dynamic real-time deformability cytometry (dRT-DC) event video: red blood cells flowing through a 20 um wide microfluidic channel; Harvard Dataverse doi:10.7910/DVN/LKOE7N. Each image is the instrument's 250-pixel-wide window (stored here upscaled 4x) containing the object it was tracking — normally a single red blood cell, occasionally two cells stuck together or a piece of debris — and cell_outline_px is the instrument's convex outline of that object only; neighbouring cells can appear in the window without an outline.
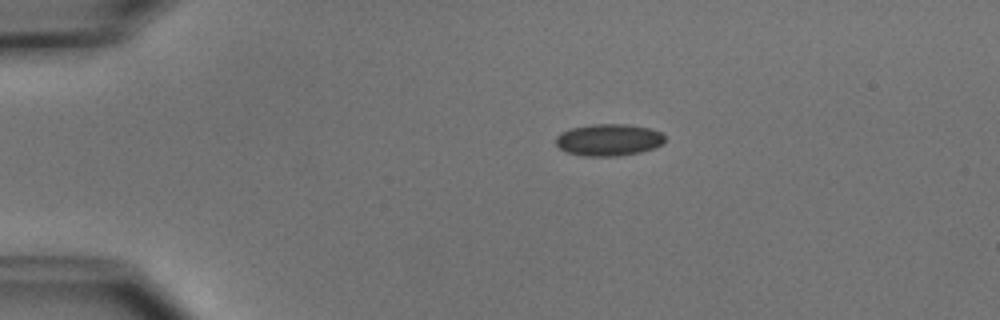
{"species": "common noctule bat (a hibernating species)", "species_latin": "Nyctalus noctula", "temperature_condition": "cold", "stored_images_in_passage": 4, "camera_frame_rate_fps": 3000, "um_per_image_px": 0.085, "animal": {"sex": "male", "body_mass_g": 15.6}, "frame": {"image": 1, "passage_image": 2, "time_ms": 4.0, "image_size_px": [1000, 320], "cell_outline_px": [[664, 144], [656, 148], [640, 152], [616, 156], [584, 156], [568, 152], [560, 148], [556, 144], [556, 136], [560, 132], [572, 128], [592, 124], [624, 124], [648, 128], [660, 132], [664, 136]], "centroid_in_image_um": [51.74, 11.89], "position_along_channel_um": 33.3, "area_um2": 20.23}}